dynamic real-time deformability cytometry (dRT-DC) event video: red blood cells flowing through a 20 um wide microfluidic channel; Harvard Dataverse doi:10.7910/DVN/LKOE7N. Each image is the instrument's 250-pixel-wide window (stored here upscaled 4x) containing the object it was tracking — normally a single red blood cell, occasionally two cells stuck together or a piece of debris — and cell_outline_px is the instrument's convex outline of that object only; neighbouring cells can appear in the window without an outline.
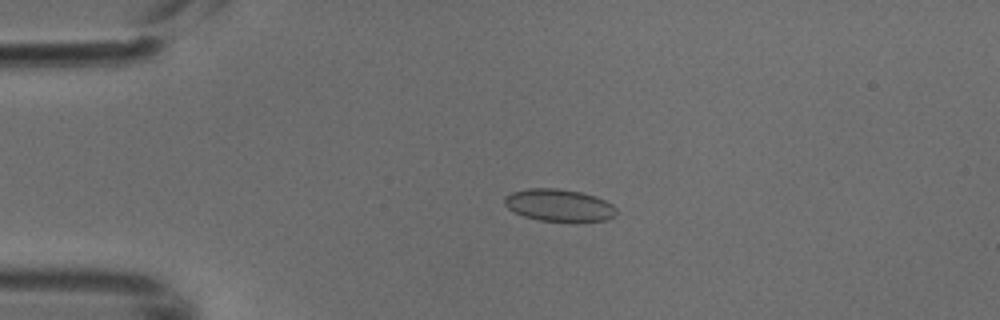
{"species": "common noctule bat (a hibernating species)", "species_latin": "Nyctalus noctula", "temperature_condition": "cold", "stored_images_in_passage": 6, "camera_frame_rate_fps": 3000, "um_per_image_px": 0.085, "animal": {"sex": "male", "body_mass_g": 18.8}, "frame": {"image": 1, "passage_image": 4, "time_ms": 1.0, "image_size_px": [1000, 320], "cell_outline_px": [[616, 216], [608, 220], [576, 224], [540, 220], [524, 216], [508, 208], [504, 204], [504, 196], [512, 192], [528, 188], [556, 188], [580, 192], [596, 196], [612, 204], [616, 208]], "centroid_in_image_um": [47.57, 17.48], "position_along_channel_um": 37.4, "area_um2": 21.68}}
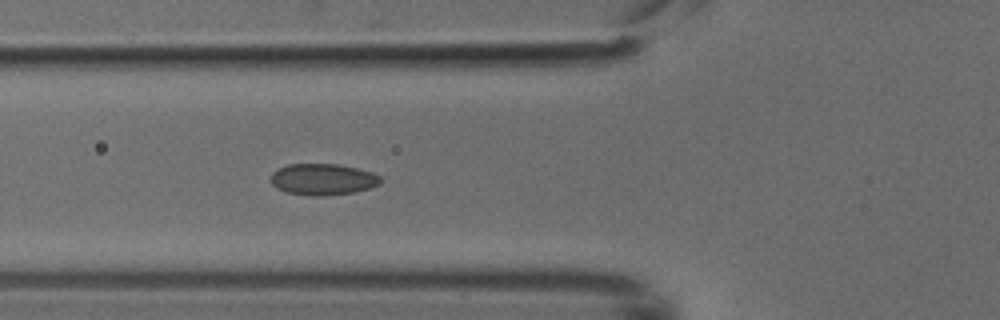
{"frame": {"image": 2, "passage_image": 6, "time_ms": 1.667, "image_size_px": [1000, 320], "cell_outline_px": [[380, 184], [372, 188], [352, 192], [324, 196], [308, 196], [284, 192], [276, 188], [272, 184], [272, 172], [288, 164], [336, 164], [356, 168], [372, 172], [380, 176]], "centroid_in_image_um": [27.43, 15.26], "position_along_channel_um": 98.4, "area_um2": 20.11}}